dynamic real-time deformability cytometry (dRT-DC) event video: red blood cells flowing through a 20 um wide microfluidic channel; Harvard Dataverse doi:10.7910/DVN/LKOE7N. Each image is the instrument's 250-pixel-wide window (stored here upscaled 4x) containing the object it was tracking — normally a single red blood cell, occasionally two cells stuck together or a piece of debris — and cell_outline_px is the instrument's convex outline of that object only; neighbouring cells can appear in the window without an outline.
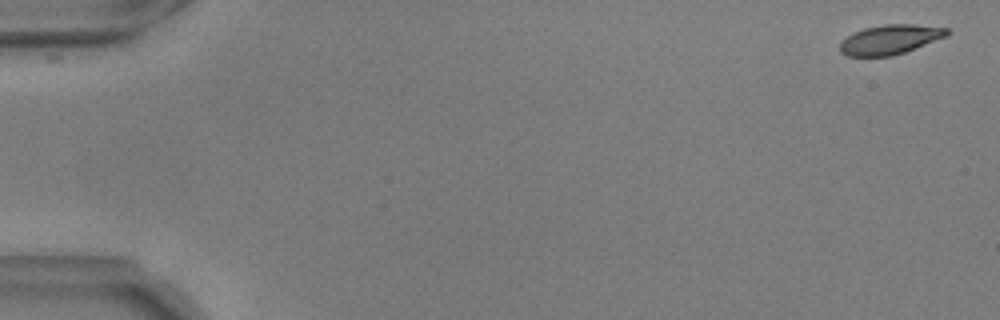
{"species": "common noctule bat (a hibernating species)", "species_latin": "Nyctalus noctula", "temperature_condition": "warm", "stored_images_in_passage": 55, "camera_frame_rate_fps": 3000, "um_per_image_px": 0.085, "animal": {"sex": "male", "body_mass_g": 17.9, "forearm_length_mm": 54.2}, "frame": {"image": 1, "passage_image": 1, "time_ms": 0.0, "image_size_px": [1000, 320], "cell_outline_px": [[948, 36], [904, 52], [892, 56], [848, 56], [840, 52], [840, 40], [852, 32], [864, 28], [884, 24], [912, 24], [948, 28]], "centroid_in_image_um": [75.62, 3.35], "position_along_channel_um": 9.4, "area_um2": 18.5}}
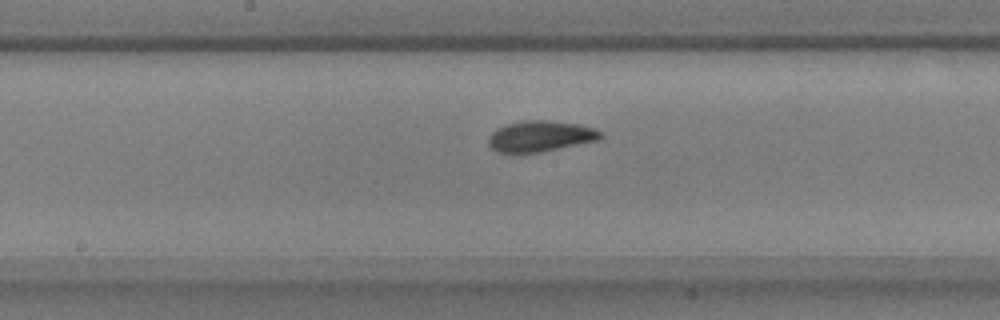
{"frame": {"image": 2, "passage_image": 29, "time_ms": 9.333, "image_size_px": [1000, 320], "cell_outline_px": [[604, 136], [600, 140], [540, 152], [512, 156], [496, 152], [488, 144], [488, 136], [496, 128], [508, 124], [524, 120], [544, 120], [580, 124], [604, 132]], "centroid_in_image_um": [45.89, 11.62], "position_along_channel_um": 202.3, "area_um2": 20.87}}
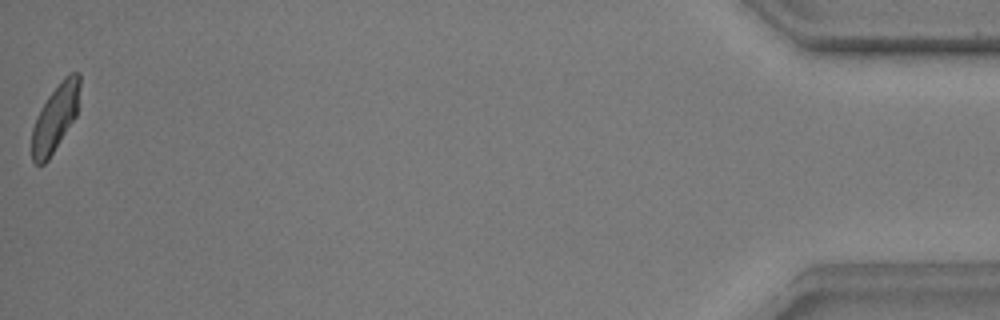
{"frame": {"image": 3, "passage_image": 55, "time_ms": 18.0, "image_size_px": [1000, 320], "cell_outline_px": [[80, 84], [76, 116], [48, 160], [44, 164], [36, 164], [32, 160], [32, 128], [36, 116], [48, 96], [60, 80], [64, 76], [72, 72], [80, 72]], "centroid_in_image_um": [4.69, 9.99], "position_along_channel_um": 430.5, "area_um2": 18.61}, "authors_computed_cell_mechanics": {"area_um2": 19.5364, "velocity_mm_per_s": 3.663, "shape_relaxation_time_tau1_ms": 3.4717, "shape_relaxation_time_tau2_ms": 1.8011, "deformation_change_tau1": 0.1333, "deformation_change_tau2": 0.0682}}